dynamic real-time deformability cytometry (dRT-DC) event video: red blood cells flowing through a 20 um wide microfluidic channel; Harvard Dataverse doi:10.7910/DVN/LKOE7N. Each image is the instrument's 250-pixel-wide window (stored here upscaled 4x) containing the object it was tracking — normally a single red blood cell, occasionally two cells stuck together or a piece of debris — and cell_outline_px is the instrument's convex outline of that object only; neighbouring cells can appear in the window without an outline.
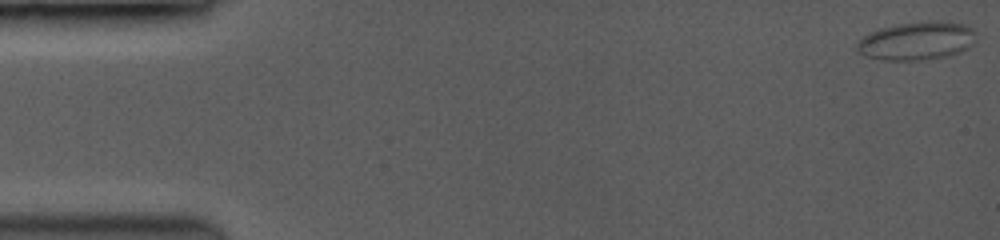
{"species": "common noctule bat (a hibernating species)", "species_latin": "Nyctalus noctula", "temperature_condition": "room temperature", "stored_images_in_passage": 25, "segment_of_instrument_passage": [1, 2], "camera_frame_rate_fps": 3500, "um_per_image_px": 0.085, "animal": {"sex": "female", "body_mass_g": 19.0, "forearm_length_mm": 53.3}, "frame": {"image": 1, "passage_image": 1, "time_ms": 0.0, "image_size_px": [1000, 240], "cell_outline_px": [[972, 32], [960, 48], [956, 52], [940, 56], [908, 60], [888, 60], [872, 56], [856, 48], [860, 40], [864, 36], [872, 32], [904, 24], [960, 24], [968, 28]], "centroid_in_image_um": [77.74, 3.51], "position_along_channel_um": 7.3, "area_um2": 23.06}}
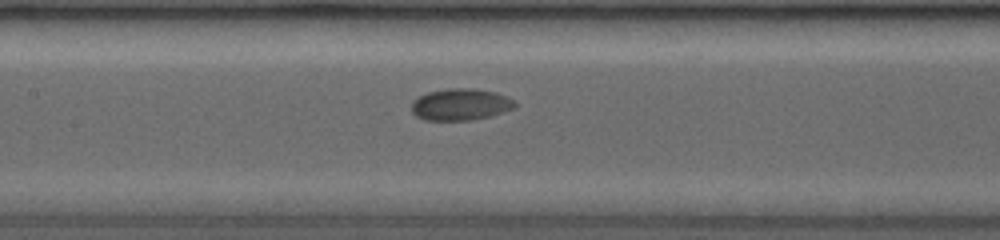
{"frame": {"image": 2, "passage_image": 12, "time_ms": 8.0, "image_size_px": [1000, 240], "cell_outline_px": [[516, 104], [512, 108], [488, 116], [468, 120], [424, 120], [416, 116], [412, 112], [412, 104], [420, 96], [428, 92], [448, 88], [464, 88], [492, 92], [504, 96], [512, 100]], "centroid_in_image_um": [39.07, 8.89], "position_along_channel_um": 168.3, "area_um2": 18.44}}
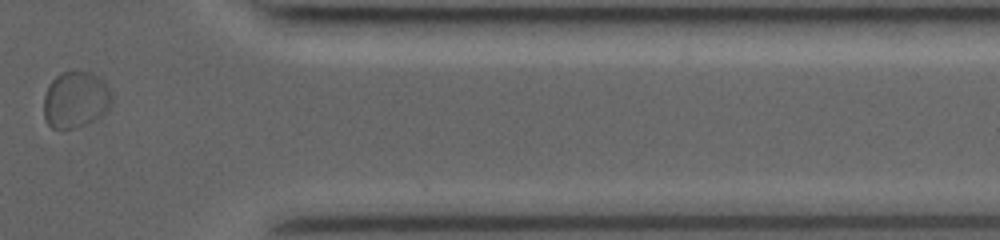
{"frame": {"image": 3, "passage_image": 22, "time_ms": 14.286, "image_size_px": [1000, 240], "cell_outline_px": [[112, 104], [108, 112], [76, 128], [60, 132], [52, 128], [48, 124], [44, 116], [44, 96], [48, 84], [60, 72], [88, 72], [104, 80], [112, 88]], "centroid_in_image_um": [6.44, 8.5], "position_along_channel_um": 405.0, "area_um2": 22.95}}